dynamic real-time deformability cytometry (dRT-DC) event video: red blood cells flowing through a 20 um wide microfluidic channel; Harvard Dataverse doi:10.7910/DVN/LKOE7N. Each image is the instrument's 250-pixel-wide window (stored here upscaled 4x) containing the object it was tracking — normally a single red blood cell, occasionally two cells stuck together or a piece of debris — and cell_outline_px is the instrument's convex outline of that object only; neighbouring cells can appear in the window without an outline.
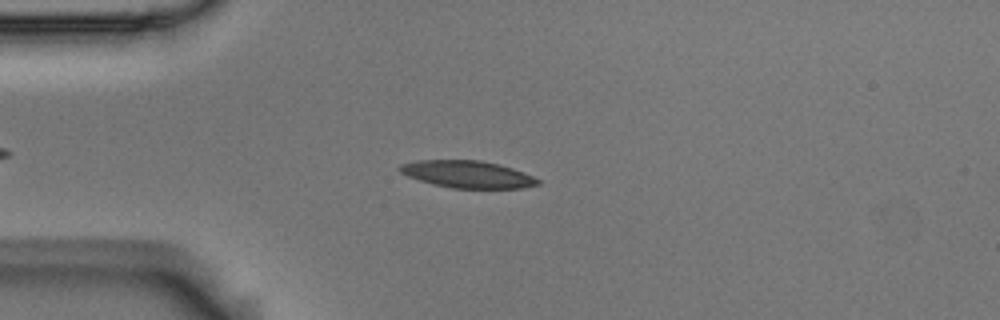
{"species": "Egyptian fruit bat (a non-hibernating species)", "species_latin": "Rousettus aegyptiacus", "temperature_condition": "room temperature", "stored_images_in_passage": 7, "camera_frame_rate_fps": 3000, "um_per_image_px": 0.085, "animal": {"sex": "male"}, "frame": {"image": 1, "passage_image": 2, "time_ms": 0.333, "image_size_px": [1000, 320], "cell_outline_px": [[540, 184], [520, 188], [452, 188], [432, 184], [408, 176], [400, 172], [396, 168], [400, 164], [416, 160], [480, 160], [500, 164], [524, 172], [540, 180]], "centroid_in_image_um": [39.72, 14.8], "position_along_channel_um": 45.3, "area_um2": 21.91}}
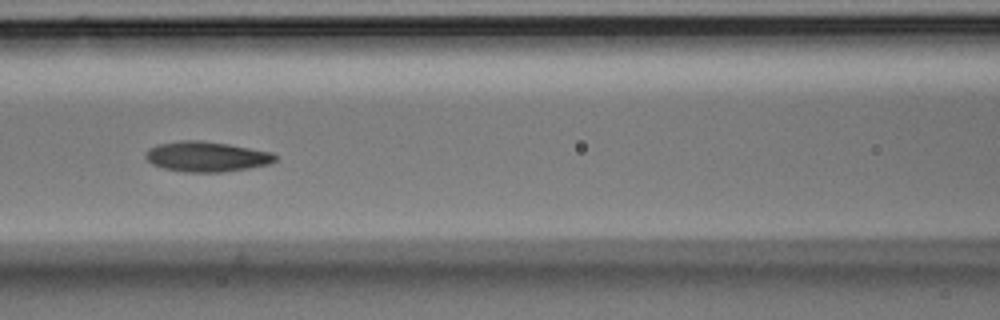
{"frame": {"image": 2, "passage_image": 5, "time_ms": 1.333, "image_size_px": [1000, 320], "cell_outline_px": [[276, 160], [268, 164], [248, 168], [224, 172], [184, 172], [164, 168], [152, 164], [144, 156], [148, 148], [156, 144], [180, 140], [200, 140], [228, 144], [272, 152], [276, 156]], "centroid_in_image_um": [17.52, 13.3], "position_along_channel_um": 149.1, "area_um2": 22.83}}
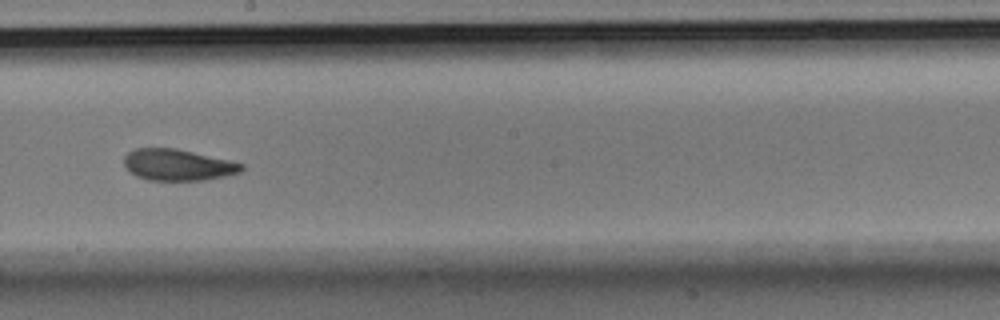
{"frame": {"image": 3, "passage_image": 7, "time_ms": 2.0, "image_size_px": [1000, 320], "cell_outline_px": [[244, 168], [240, 172], [224, 176], [204, 180], [148, 180], [136, 176], [124, 164], [124, 156], [128, 152], [136, 148], [176, 148], [228, 160], [244, 164]], "centroid_in_image_um": [15.11, 14.01], "position_along_channel_um": 233.1, "area_um2": 21.27}}